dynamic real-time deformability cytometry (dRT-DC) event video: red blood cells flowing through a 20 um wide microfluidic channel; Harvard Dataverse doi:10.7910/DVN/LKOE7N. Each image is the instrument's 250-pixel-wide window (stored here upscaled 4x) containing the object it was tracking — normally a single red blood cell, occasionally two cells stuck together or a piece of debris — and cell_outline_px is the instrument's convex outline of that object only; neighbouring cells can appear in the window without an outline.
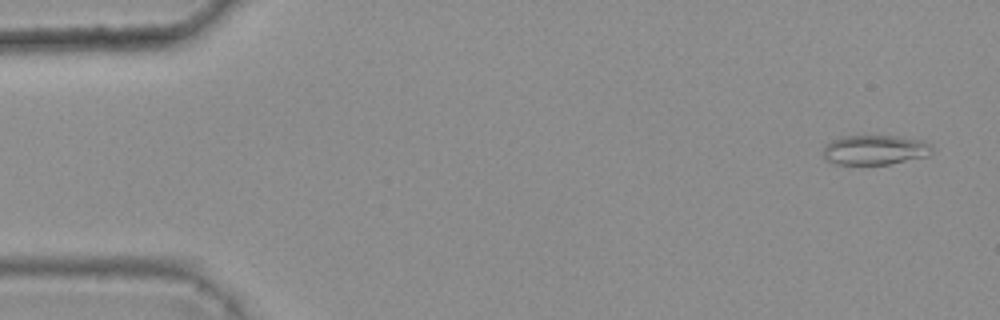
{"species": "common noctule bat (a hibernating species)", "species_latin": "Nyctalus noctula", "temperature_condition": "warm", "stored_images_in_passage": 6, "camera_frame_rate_fps": 3000, "um_per_image_px": 0.085, "animal": {"sex": "female", "body_mass_g": 25.1}, "frame": {"image": 1, "passage_image": 1, "time_ms": 0.0, "image_size_px": [1000, 320], "cell_outline_px": [[932, 152], [928, 156], [888, 164], [836, 164], [828, 160], [824, 156], [824, 144], [840, 136], [900, 136], [924, 140], [932, 144]], "centroid_in_image_um": [74.4, 12.72], "position_along_channel_um": 10.6, "area_um2": 18.96}}
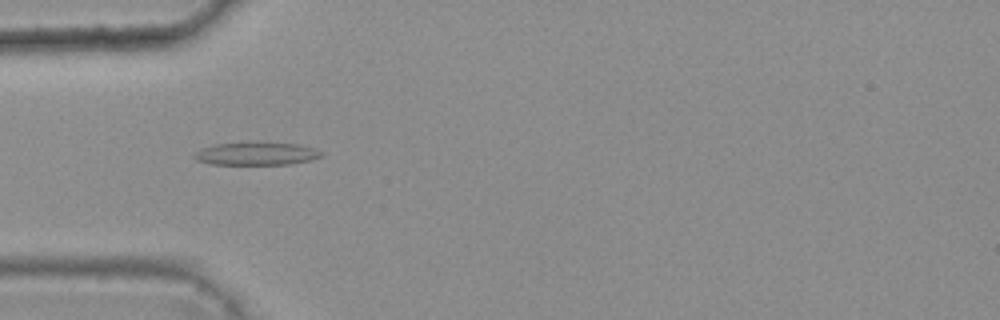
{"frame": {"image": 2, "passage_image": 5, "time_ms": 1.333, "image_size_px": [1000, 320], "cell_outline_px": [[324, 156], [312, 160], [288, 164], [208, 164], [196, 160], [192, 156], [200, 148], [216, 144], [296, 144], [316, 148], [324, 152]], "centroid_in_image_um": [21.82, 13.09], "position_along_channel_um": 63.2, "area_um2": 16.53}}
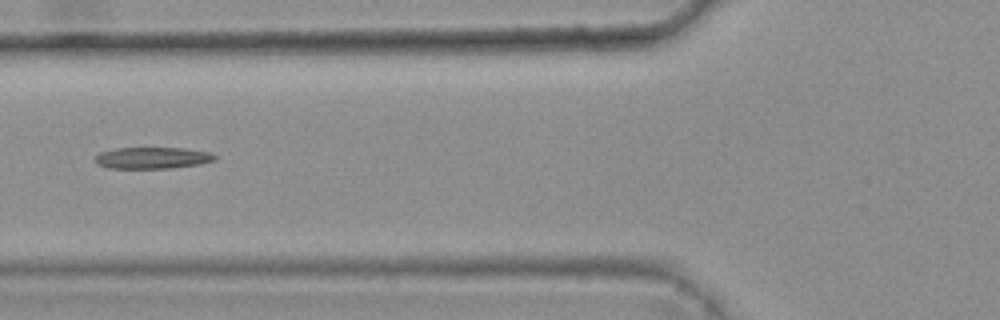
{"frame": {"image": 3, "passage_image": 6, "time_ms": 1.667, "image_size_px": [1000, 320], "cell_outline_px": [[216, 160], [200, 164], [168, 168], [108, 168], [96, 164], [92, 160], [100, 152], [116, 148], [184, 148], [208, 152], [216, 156]], "centroid_in_image_um": [12.91, 13.42], "position_along_channel_um": 112.9, "area_um2": 15.03}}